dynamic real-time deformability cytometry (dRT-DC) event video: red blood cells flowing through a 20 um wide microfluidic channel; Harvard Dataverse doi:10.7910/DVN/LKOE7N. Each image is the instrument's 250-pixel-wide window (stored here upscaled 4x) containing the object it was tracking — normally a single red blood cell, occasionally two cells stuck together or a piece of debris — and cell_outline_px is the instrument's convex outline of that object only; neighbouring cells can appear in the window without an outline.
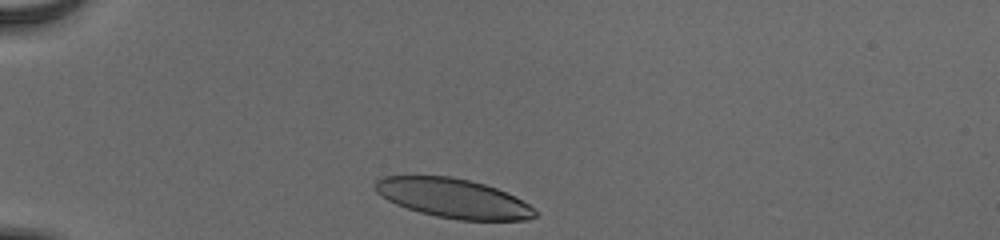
{"species": "human", "species_latin": "Homo sapiens", "temperature_condition": "cold", "stored_images_in_passage": 32, "camera_frame_rate_fps": 3000, "um_per_image_px": 0.085, "donor": {"sex": "male"}, "frame": {"image": 1, "passage_image": 1, "time_ms": 0.0, "image_size_px": [1000, 240], "cell_outline_px": [[536, 216], [528, 220], [460, 220], [436, 216], [420, 212], [396, 204], [380, 196], [376, 192], [372, 184], [376, 180], [384, 176], [452, 176], [484, 184], [496, 188], [516, 196], [528, 204], [536, 212]], "centroid_in_image_um": [38.5, 16.85], "position_along_channel_um": 46.5, "area_um2": 36.59}}
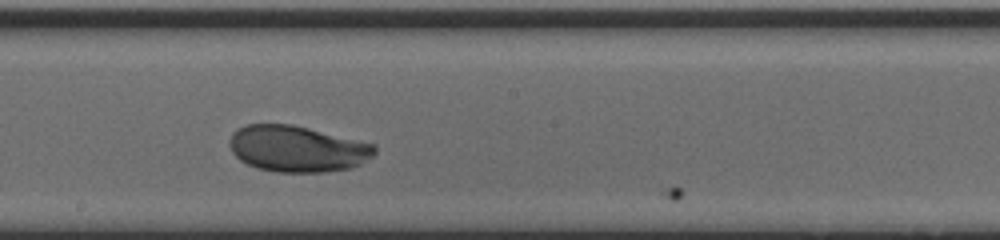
{"frame": {"image": 2, "passage_image": 18, "time_ms": 5.667, "image_size_px": [1000, 240], "cell_outline_px": [[376, 152], [372, 156], [360, 164], [352, 168], [324, 172], [276, 172], [256, 168], [240, 160], [232, 152], [228, 144], [228, 140], [232, 132], [236, 128], [244, 124], [292, 124], [376, 144]], "centroid_in_image_um": [25.24, 12.64], "position_along_channel_um": 223.0, "area_um2": 39.48}}
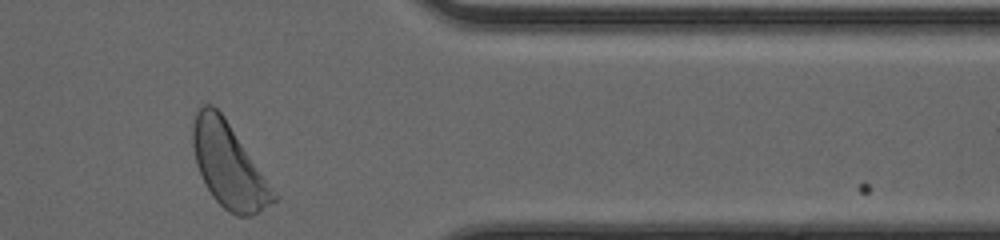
{"frame": {"image": 3, "passage_image": 32, "time_ms": 10.333, "image_size_px": [1000, 240], "cell_outline_px": [[280, 196], [276, 200], [252, 216], [236, 216], [224, 208], [212, 196], [196, 164], [192, 144], [192, 124], [196, 112], [200, 104], [212, 104], [224, 116]], "centroid_in_image_um": [19.45, 14.04], "position_along_channel_um": 391.9, "area_um2": 39.71}, "authors_computed_cell_mechanics": {"area_um2": 39.1306, "velocity_mm_per_s": 3.8344, "shape_relaxation_time_tau1_ms": 3.1811, "shape_relaxation_time_tau2_ms": null, "deformation_change_tau1": 0.1687, "deformation_change_tau2": null}}